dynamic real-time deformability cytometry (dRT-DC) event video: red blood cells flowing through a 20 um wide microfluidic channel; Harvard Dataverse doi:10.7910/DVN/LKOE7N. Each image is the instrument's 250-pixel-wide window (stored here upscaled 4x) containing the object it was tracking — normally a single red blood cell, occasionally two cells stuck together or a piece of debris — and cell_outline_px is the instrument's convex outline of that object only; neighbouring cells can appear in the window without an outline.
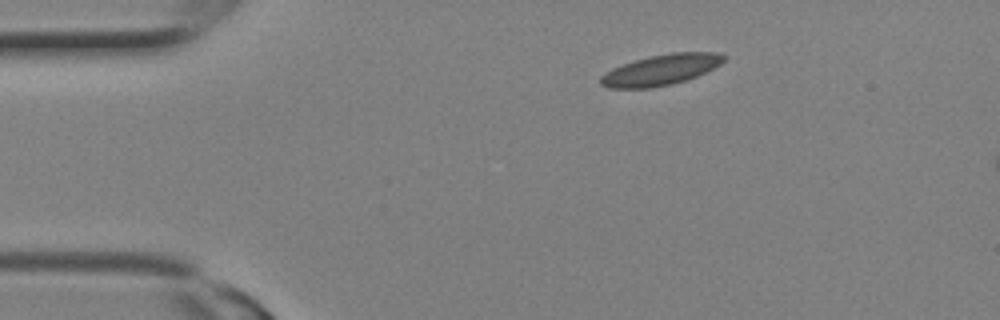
{"species": "Egyptian fruit bat (a non-hibernating species)", "species_latin": "Rousettus aegyptiacus", "temperature_condition": "room temperature", "stored_images_in_passage": 4, "camera_frame_rate_fps": 3000, "um_per_image_px": 0.085, "animal": {"sex": "female"}, "frame": {"image": 1, "passage_image": 1, "time_ms": 0.0, "image_size_px": [1000, 320], "cell_outline_px": [[724, 60], [720, 64], [696, 76], [672, 84], [648, 88], [608, 88], [600, 84], [600, 76], [604, 72], [612, 68], [648, 56], [672, 52], [720, 52], [724, 56]], "centroid_in_image_um": [56.14, 5.93], "position_along_channel_um": 28.9, "area_um2": 21.85}}